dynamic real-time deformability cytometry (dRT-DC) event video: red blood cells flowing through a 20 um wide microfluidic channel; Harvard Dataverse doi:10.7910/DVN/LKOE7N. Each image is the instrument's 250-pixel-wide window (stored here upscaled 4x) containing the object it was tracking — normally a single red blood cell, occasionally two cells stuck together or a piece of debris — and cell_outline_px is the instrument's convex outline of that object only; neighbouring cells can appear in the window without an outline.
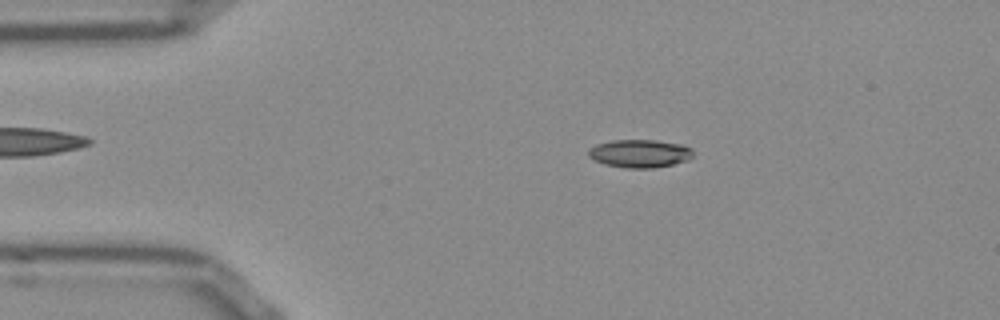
{"species": "Egyptian fruit bat (a non-hibernating species)", "species_latin": "Rousettus aegyptiacus", "temperature_condition": "room temperature", "stored_images_in_passage": 46, "camera_frame_rate_fps": 3000, "um_per_image_px": 0.085, "frame": {"image": 1, "passage_image": 3, "time_ms": 0.667, "image_size_px": [1000, 320], "cell_outline_px": [[692, 156], [688, 160], [672, 164], [652, 168], [628, 168], [604, 164], [588, 156], [588, 152], [596, 144], [612, 140], [656, 140], [680, 144], [692, 148]], "centroid_in_image_um": [54.39, 13.04], "position_along_channel_um": 30.6, "area_um2": 16.94}}
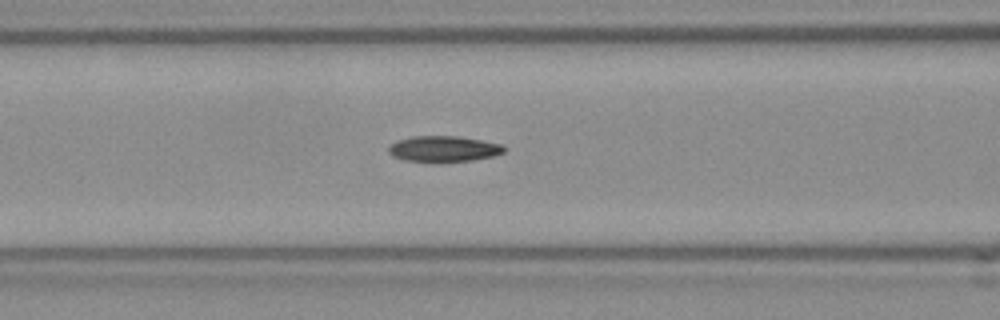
{"frame": {"image": 2, "passage_image": 14, "time_ms": 4.333, "image_size_px": [1000, 320], "cell_outline_px": [[504, 152], [492, 156], [472, 160], [404, 160], [392, 156], [388, 152], [388, 148], [392, 144], [400, 140], [412, 136], [460, 136], [500, 144], [504, 148]], "centroid_in_image_um": [37.69, 12.62], "position_along_channel_um": 128.9, "area_um2": 16.7}}
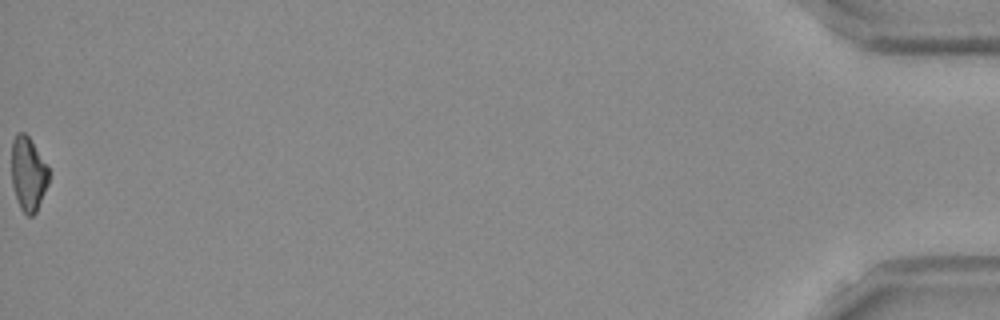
{"frame": {"image": 3, "passage_image": 46, "time_ms": 15.0, "image_size_px": [1000, 320], "cell_outline_px": [[48, 184], [36, 212], [32, 216], [28, 216], [20, 208], [12, 184], [12, 140], [16, 132], [24, 132], [28, 136], [48, 164]], "centroid_in_image_um": [2.4, 14.75], "position_along_channel_um": 432.8, "area_um2": 16.07}, "authors_computed_cell_mechanics": {"area_um2": 17.0799, "velocity_mm_per_s": 3.8608, "shape_relaxation_time_tau1_ms": 7.2416, "shape_relaxation_time_tau2_ms": 5.1596, "deformation_change_tau1": 0.1785, "deformation_change_tau2": 0.1263}}